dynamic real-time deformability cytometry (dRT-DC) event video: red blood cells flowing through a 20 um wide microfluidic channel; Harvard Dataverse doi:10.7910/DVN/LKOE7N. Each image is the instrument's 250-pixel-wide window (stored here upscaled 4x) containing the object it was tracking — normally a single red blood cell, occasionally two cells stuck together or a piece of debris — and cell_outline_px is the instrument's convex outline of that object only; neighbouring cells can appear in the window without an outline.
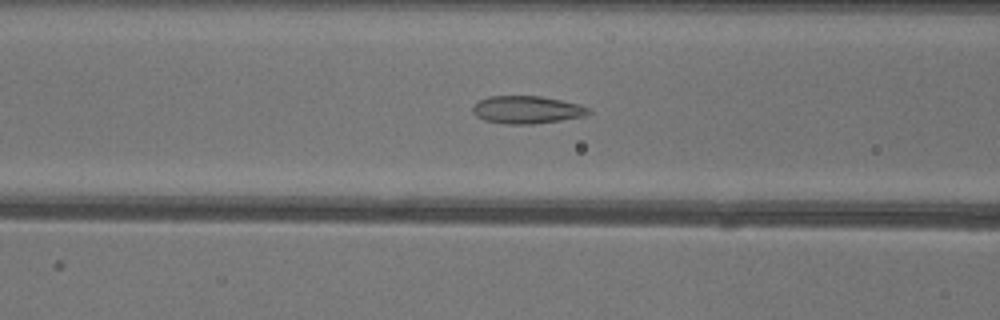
{"species": "common noctule bat (a hibernating species)", "species_latin": "Nyctalus noctula", "temperature_condition": "warm", "stored_images_in_passage": 43, "camera_frame_rate_fps": 3000, "um_per_image_px": 0.085, "animal": {"sex": "female"}, "frame": {"image": 1, "passage_image": 20, "time_ms": 6.333, "image_size_px": [1000, 320], "cell_outline_px": [[592, 112], [584, 116], [560, 120], [532, 124], [508, 124], [484, 120], [476, 116], [472, 112], [472, 108], [480, 100], [488, 96], [540, 96], [580, 104], [588, 108]], "centroid_in_image_um": [44.78, 9.33], "position_along_channel_um": 121.8, "area_um2": 18.55}}
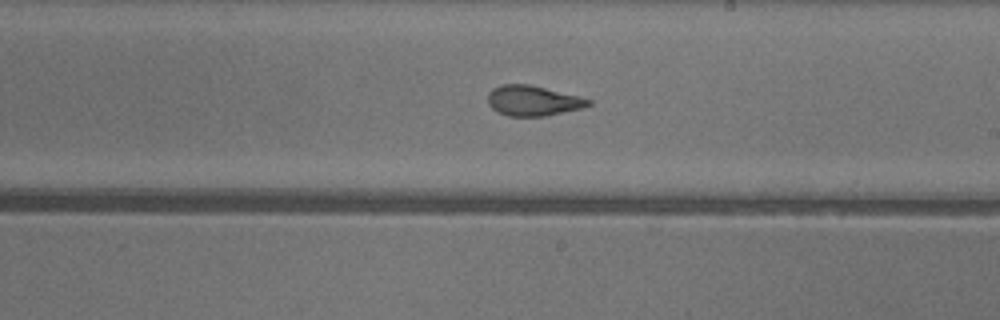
{"frame": {"image": 2, "passage_image": 29, "time_ms": 9.333, "image_size_px": [1000, 320], "cell_outline_px": [[592, 104], [580, 108], [544, 116], [508, 116], [496, 112], [488, 104], [488, 92], [492, 88], [500, 84], [528, 84], [580, 96], [592, 100]], "centroid_in_image_um": [45.26, 8.55], "position_along_channel_um": 243.7, "area_um2": 17.74}}
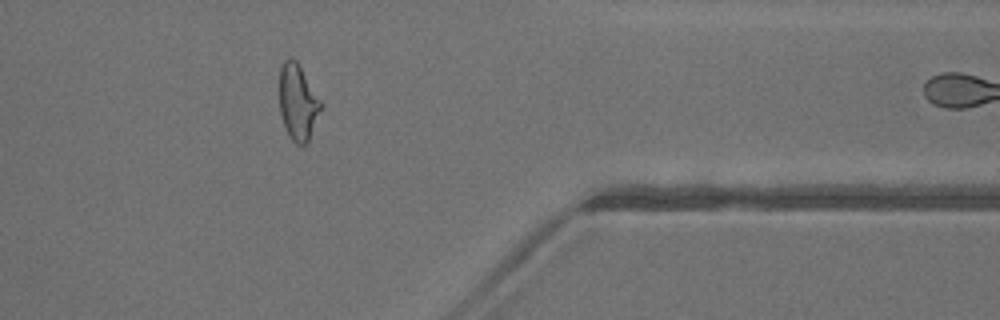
{"frame": {"image": 3, "passage_image": 41, "time_ms": 13.333, "image_size_px": [1000, 320], "cell_outline_px": [[324, 104], [308, 140], [304, 144], [296, 144], [292, 140], [284, 128], [280, 112], [280, 68], [284, 60], [288, 56], [296, 60]], "centroid_in_image_um": [25.33, 8.67], "position_along_channel_um": 386.1, "area_um2": 18.38}}